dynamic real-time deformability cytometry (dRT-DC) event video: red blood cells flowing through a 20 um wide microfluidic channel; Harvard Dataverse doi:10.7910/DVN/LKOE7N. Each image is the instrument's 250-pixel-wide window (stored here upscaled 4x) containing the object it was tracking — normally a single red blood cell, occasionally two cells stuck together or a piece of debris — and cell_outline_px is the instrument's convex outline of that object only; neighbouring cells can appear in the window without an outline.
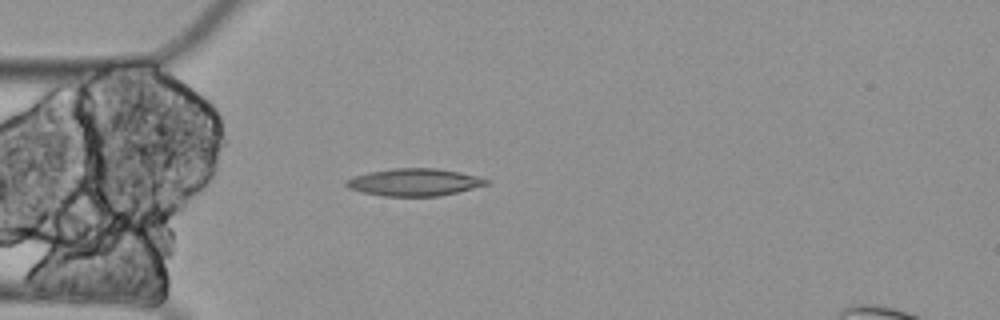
{"species": "Egyptian fruit bat (a non-hibernating species)", "species_latin": "Rousettus aegyptiacus", "temperature_condition": "cold", "stored_images_in_passage": 5, "camera_frame_rate_fps": 3000, "um_per_image_px": 0.085, "animal": {"sex": "female"}, "frame": {"image": 1, "passage_image": 5, "time_ms": 1.333, "image_size_px": [1000, 320], "cell_outline_px": [[488, 184], [440, 196], [384, 196], [364, 192], [348, 188], [344, 184], [344, 180], [368, 172], [392, 168], [436, 168], [460, 172], [476, 176], [488, 180]], "centroid_in_image_um": [35.18, 15.48], "position_along_channel_um": 49.8, "area_um2": 22.14}}